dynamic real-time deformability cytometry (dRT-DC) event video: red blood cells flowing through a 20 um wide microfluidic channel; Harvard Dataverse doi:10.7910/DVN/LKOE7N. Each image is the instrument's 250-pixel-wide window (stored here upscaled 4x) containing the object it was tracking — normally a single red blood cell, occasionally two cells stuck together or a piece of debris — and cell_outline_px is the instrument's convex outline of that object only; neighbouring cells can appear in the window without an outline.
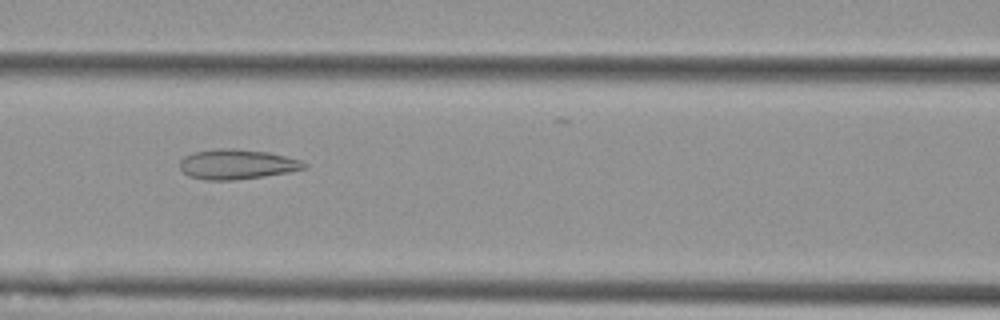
{"species": "Egyptian fruit bat (a non-hibernating species)", "species_latin": "Rousettus aegyptiacus", "temperature_condition": "cold", "stored_images_in_passage": 57, "camera_frame_rate_fps": 3000, "um_per_image_px": 0.085, "animal": {"sex": "female"}, "frame": {"image": 1, "passage_image": 25, "time_ms": 8.0, "image_size_px": [1000, 320], "cell_outline_px": [[308, 168], [288, 172], [264, 176], [232, 180], [208, 180], [188, 176], [180, 168], [180, 160], [184, 156], [196, 152], [220, 148], [236, 148], [268, 152], [300, 160], [308, 164]], "centroid_in_image_um": [20.15, 13.96], "position_along_channel_um": 146.4, "area_um2": 21.62}}
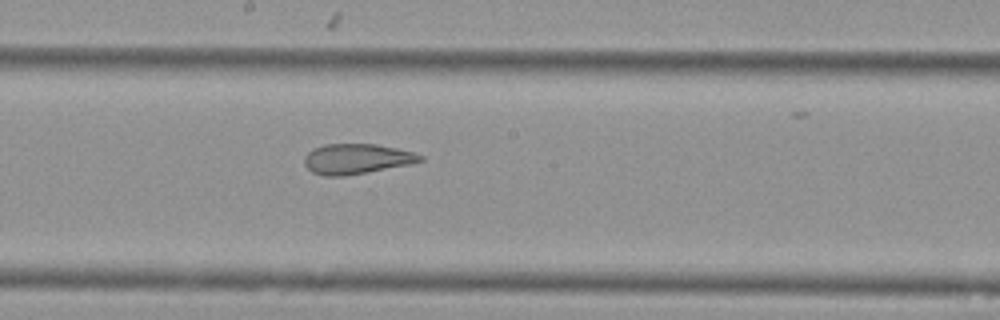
{"frame": {"image": 2, "passage_image": 31, "time_ms": 10.0, "image_size_px": [1000, 320], "cell_outline_px": [[424, 160], [412, 164], [368, 172], [344, 176], [324, 176], [312, 172], [304, 164], [304, 156], [312, 148], [324, 144], [376, 144], [396, 148], [412, 152], [424, 156]], "centroid_in_image_um": [30.3, 13.5], "position_along_channel_um": 217.9, "area_um2": 20.52}}
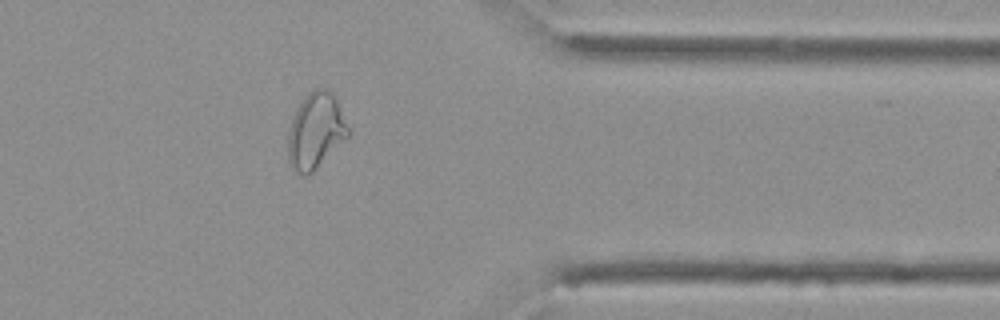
{"frame": {"image": 3, "passage_image": 46, "time_ms": 15.0, "image_size_px": [1000, 320], "cell_outline_px": [[352, 132], [308, 176], [300, 176], [292, 172], [288, 164], [288, 132], [292, 116], [296, 108], [304, 96], [312, 88], [328, 88], [332, 92]], "centroid_in_image_um": [26.8, 11.13], "position_along_channel_um": 384.6, "area_um2": 27.05}, "authors_computed_cell_mechanics": {"area_um2": 27.1082, "velocity_mm_per_s": 3.591, "shape_relaxation_time_tau1_ms": null, "shape_relaxation_time_tau2_ms": 2.2303, "deformation_change_tau1": null, "deformation_change_tau2": 0.1113}}